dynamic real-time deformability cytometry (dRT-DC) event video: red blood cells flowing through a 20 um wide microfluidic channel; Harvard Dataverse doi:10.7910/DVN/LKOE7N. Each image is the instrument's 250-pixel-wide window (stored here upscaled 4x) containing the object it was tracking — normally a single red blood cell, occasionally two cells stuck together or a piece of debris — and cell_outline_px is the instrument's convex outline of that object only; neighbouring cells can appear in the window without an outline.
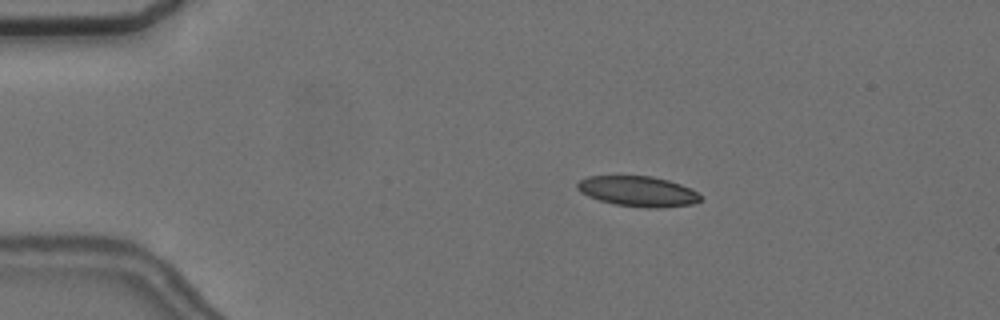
{"species": "common noctule bat (a hibernating species)", "species_latin": "Nyctalus noctula", "temperature_condition": "cold", "stored_images_in_passage": 7, "camera_frame_rate_fps": 3000, "um_per_image_px": 0.085, "animal": {"sex": "female", "body_mass_g": 24.6, "forearm_length_mm": 56.2}, "frame": {"image": 1, "passage_image": 3, "time_ms": 2.333, "image_size_px": [1000, 320], "cell_outline_px": [[700, 200], [692, 204], [660, 208], [648, 208], [616, 204], [600, 200], [588, 196], [580, 192], [576, 188], [576, 184], [580, 180], [588, 176], [652, 176], [668, 180], [680, 184], [696, 192], [700, 196]], "centroid_in_image_um": [54.19, 16.26], "position_along_channel_um": 30.8, "area_um2": 21.56}}
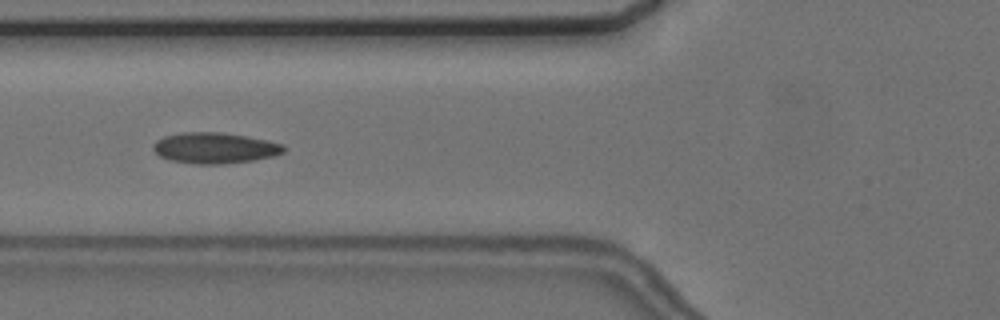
{"frame": {"image": 2, "passage_image": 6, "time_ms": 6.0, "image_size_px": [1000, 320], "cell_outline_px": [[284, 152], [272, 156], [252, 160], [220, 164], [196, 164], [172, 160], [160, 156], [152, 148], [152, 144], [156, 140], [164, 136], [180, 132], [220, 132], [244, 136], [284, 144]], "centroid_in_image_um": [18.21, 12.57], "position_along_channel_um": 107.6, "area_um2": 23.24}}
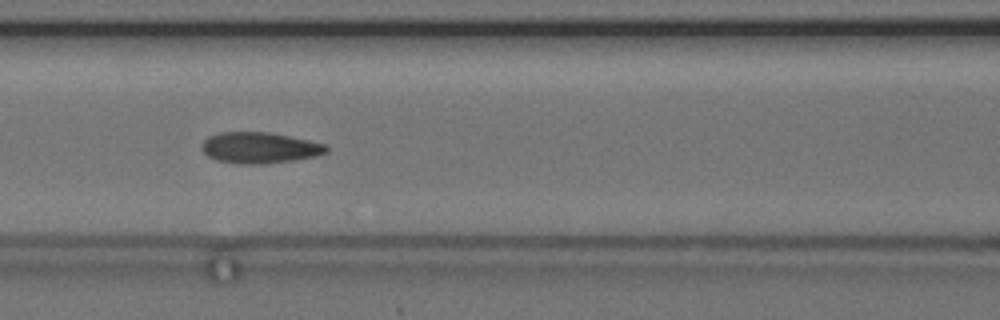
{"frame": {"image": 3, "passage_image": 7, "time_ms": 7.0, "image_size_px": [1000, 320], "cell_outline_px": [[328, 152], [316, 156], [292, 160], [264, 164], [236, 164], [216, 160], [208, 156], [204, 152], [204, 140], [208, 136], [220, 132], [268, 132], [328, 144]], "centroid_in_image_um": [22.09, 12.56], "position_along_channel_um": 144.5, "area_um2": 22.48}}